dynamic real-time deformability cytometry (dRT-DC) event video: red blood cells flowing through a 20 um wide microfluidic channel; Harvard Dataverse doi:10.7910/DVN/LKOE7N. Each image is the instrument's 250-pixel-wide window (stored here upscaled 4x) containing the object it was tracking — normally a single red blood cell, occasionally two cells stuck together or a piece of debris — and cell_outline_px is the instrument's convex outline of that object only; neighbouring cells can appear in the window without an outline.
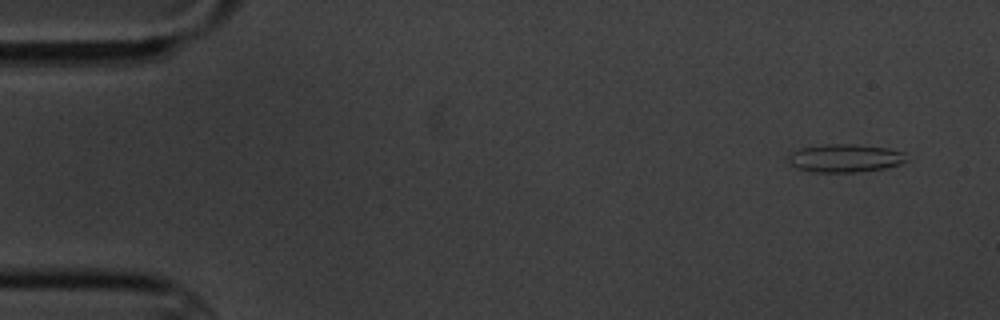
{"species": "common noctule bat (a hibernating species)", "species_latin": "Nyctalus noctula", "temperature_condition": "cold", "stored_images_in_passage": 10, "camera_frame_rate_fps": 3000, "um_per_image_px": 0.085, "animal": {"sex": "male", "body_mass_g": 20.1, "forearm_length_mm": 53.5}, "frame": {"image": 1, "passage_image": 1, "time_ms": 0.0, "image_size_px": [1000, 320], "cell_outline_px": [[908, 160], [900, 164], [884, 168], [860, 172], [812, 172], [796, 168], [788, 160], [788, 156], [792, 152], [800, 148], [824, 144], [852, 144], [888, 148], [904, 152]], "centroid_in_image_um": [71.83, 13.44], "position_along_channel_um": 13.2, "area_um2": 19.42}}
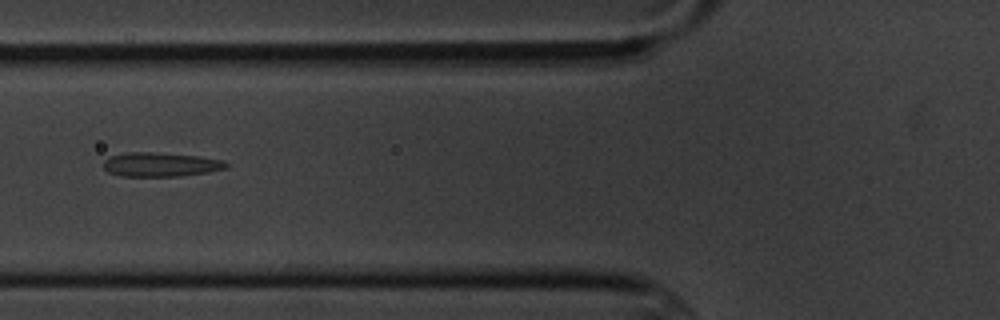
{"frame": {"image": 2, "passage_image": 6, "time_ms": 6.0, "image_size_px": [1000, 320], "cell_outline_px": [[228, 168], [208, 172], [180, 176], [120, 176], [108, 172], [104, 168], [104, 160], [112, 156], [124, 152], [152, 152], [200, 156], [224, 160], [228, 164]], "centroid_in_image_um": [13.67, 13.98], "position_along_channel_um": 112.1, "area_um2": 17.34}}
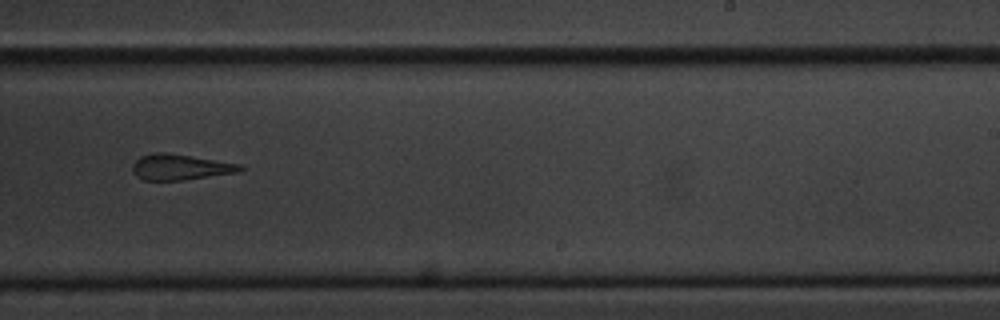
{"frame": {"image": 3, "passage_image": 10, "time_ms": 10.667, "image_size_px": [1000, 320], "cell_outline_px": [[244, 168], [240, 172], [184, 180], [144, 180], [136, 176], [132, 172], [132, 164], [140, 156], [156, 152], [168, 152], [240, 164]], "centroid_in_image_um": [15.3, 14.2], "position_along_channel_um": 273.7, "area_um2": 16.24}}